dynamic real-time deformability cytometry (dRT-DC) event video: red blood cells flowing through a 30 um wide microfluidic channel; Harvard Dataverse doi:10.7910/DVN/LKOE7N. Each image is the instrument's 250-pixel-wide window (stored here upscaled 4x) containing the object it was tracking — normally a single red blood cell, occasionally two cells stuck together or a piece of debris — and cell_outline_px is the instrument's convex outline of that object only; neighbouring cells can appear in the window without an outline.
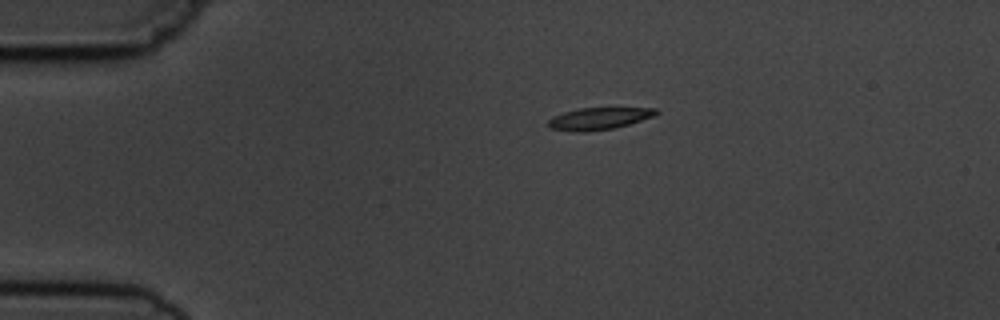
{"species": "common noctule bat (a hibernating species)", "species_latin": "Nyctalus noctula", "temperature_condition": "cold", "stored_images_in_passage": 3, "camera_frame_rate_fps": 3000, "um_per_image_px": 0.085, "animal": {"sex": "male", "body_mass_g": 19.5, "forearm_length_mm": 54.6}, "frame": {"image": 1, "passage_image": 1, "time_ms": 0.0, "image_size_px": [1000, 320], "cell_outline_px": [[660, 112], [656, 116], [628, 124], [612, 128], [584, 132], [572, 132], [552, 128], [548, 124], [548, 120], [564, 112], [580, 108], [656, 108]], "centroid_in_image_um": [50.95, 10.07], "position_along_channel_um": 34.0, "area_um2": 13.7}}
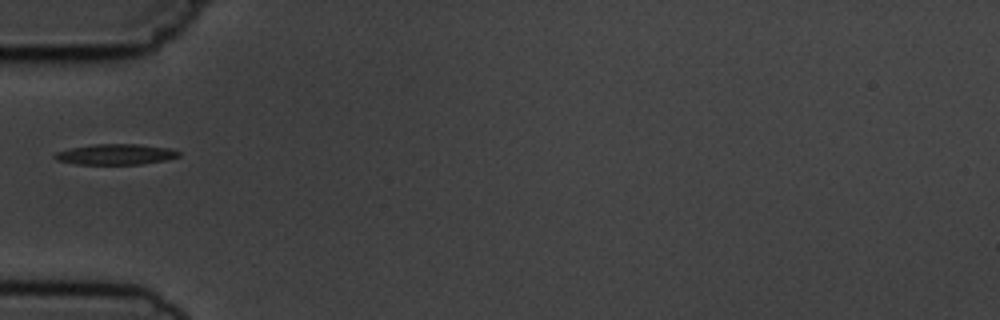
{"frame": {"image": 2, "passage_image": 3, "time_ms": 2.333, "image_size_px": [1000, 320], "cell_outline_px": [[180, 156], [168, 160], [140, 164], [76, 164], [56, 160], [52, 156], [56, 152], [68, 148], [92, 144], [140, 144], [168, 148], [180, 152]], "centroid_in_image_um": [9.81, 13.11], "position_along_channel_um": 75.2, "area_um2": 15.03}}